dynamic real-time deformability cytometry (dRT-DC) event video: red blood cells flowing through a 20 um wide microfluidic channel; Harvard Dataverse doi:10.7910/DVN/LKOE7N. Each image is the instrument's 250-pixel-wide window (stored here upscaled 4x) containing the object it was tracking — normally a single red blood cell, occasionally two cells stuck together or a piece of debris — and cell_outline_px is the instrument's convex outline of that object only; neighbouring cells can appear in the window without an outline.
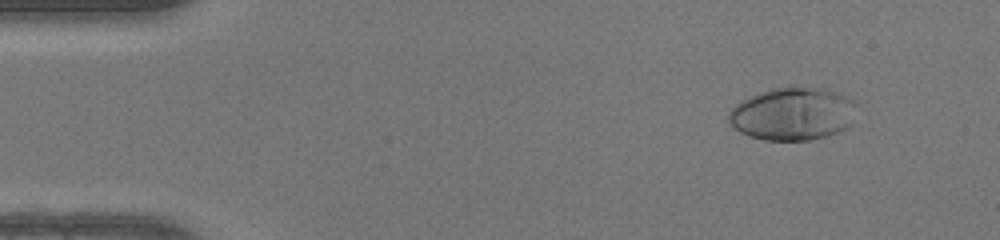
{"species": "human", "species_latin": "Homo sapiens", "temperature_condition": "warm", "stored_images_in_passage": 50, "camera_frame_rate_fps": 3000, "um_per_image_px": 0.085, "donor": {"sex": "female"}, "frame": {"image": 1, "passage_image": 5, "time_ms": 1.333, "image_size_px": [1000, 240], "cell_outline_px": [[856, 100], [852, 124], [828, 136], [808, 140], [764, 140], [748, 136], [740, 132], [728, 120], [728, 112], [740, 100], [748, 96], [772, 88], [796, 84], [828, 88], [840, 92]], "centroid_in_image_um": [67.4, 9.62], "position_along_channel_um": 17.6, "area_um2": 40.34}}
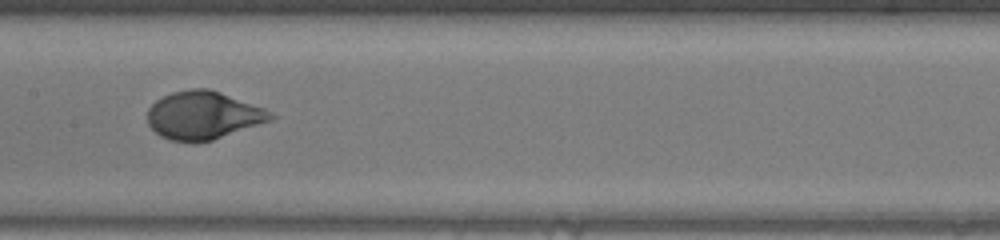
{"frame": {"image": 2, "passage_image": 25, "time_ms": 8.0, "image_size_px": [1000, 240], "cell_outline_px": [[276, 116], [268, 120], [212, 140], [192, 144], [168, 140], [160, 136], [148, 124], [148, 108], [156, 100], [172, 92], [188, 88], [208, 88], [220, 92], [264, 108]], "centroid_in_image_um": [17.2, 9.81], "position_along_channel_um": 190.2, "area_um2": 34.28}}
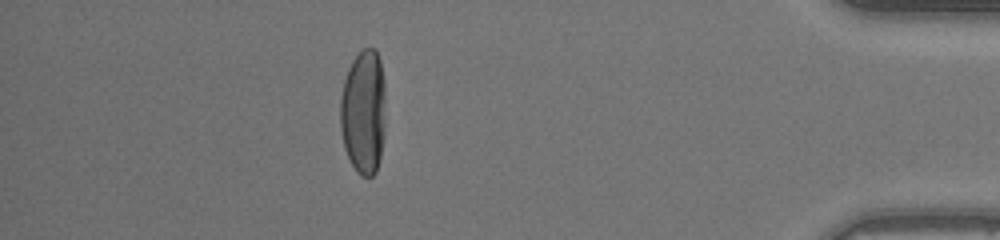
{"frame": {"image": 3, "passage_image": 44, "time_ms": 14.333, "image_size_px": [1000, 240], "cell_outline_px": [[384, 136], [380, 160], [376, 172], [372, 176], [360, 176], [356, 172], [344, 148], [340, 128], [340, 100], [344, 80], [348, 68], [352, 60], [364, 48], [376, 48], [380, 60], [384, 84]], "centroid_in_image_um": [30.89, 9.53], "position_along_channel_um": 404.3, "area_um2": 33.18}, "authors_computed_cell_mechanics": {"area_um2": 34.4777, "velocity_mm_per_s": 4.1532, "shape_relaxation_time_tau1_ms": 3.7777, "shape_relaxation_time_tau2_ms": null, "deformation_change_tau1": 0.2197, "deformation_change_tau2": null}}